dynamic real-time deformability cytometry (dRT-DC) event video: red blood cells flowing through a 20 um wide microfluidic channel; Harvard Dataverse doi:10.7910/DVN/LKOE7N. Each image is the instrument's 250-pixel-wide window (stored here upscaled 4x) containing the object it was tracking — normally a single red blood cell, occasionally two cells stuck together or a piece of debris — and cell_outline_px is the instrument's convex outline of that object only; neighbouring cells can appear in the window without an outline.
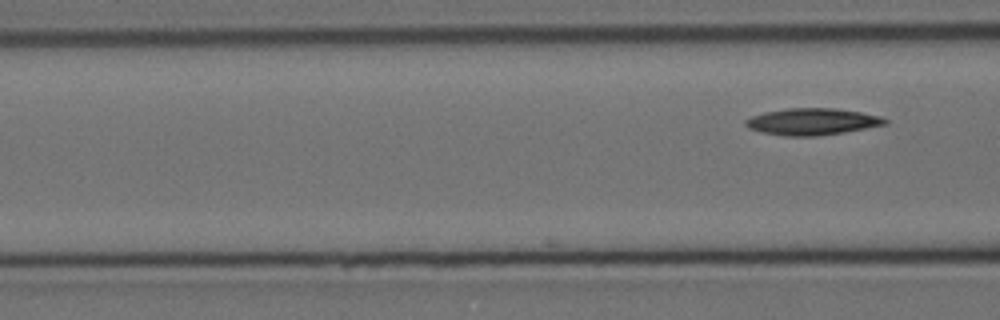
{"species": "Egyptian fruit bat (a non-hibernating species)", "species_latin": "Rousettus aegyptiacus", "temperature_condition": "cold", "stored_images_in_passage": 7, "camera_frame_rate_fps": 3000, "um_per_image_px": 0.085, "animal": {"sex": "female"}, "frame": {"image": 1, "passage_image": 7, "time_ms": 2.0, "image_size_px": [1000, 320], "cell_outline_px": [[888, 124], [844, 132], [816, 136], [784, 136], [760, 132], [748, 128], [744, 124], [744, 120], [752, 116], [764, 112], [788, 108], [836, 108], [860, 112], [880, 116], [888, 120]], "centroid_in_image_um": [69.01, 10.34], "position_along_channel_um": 97.6, "area_um2": 21.79}}